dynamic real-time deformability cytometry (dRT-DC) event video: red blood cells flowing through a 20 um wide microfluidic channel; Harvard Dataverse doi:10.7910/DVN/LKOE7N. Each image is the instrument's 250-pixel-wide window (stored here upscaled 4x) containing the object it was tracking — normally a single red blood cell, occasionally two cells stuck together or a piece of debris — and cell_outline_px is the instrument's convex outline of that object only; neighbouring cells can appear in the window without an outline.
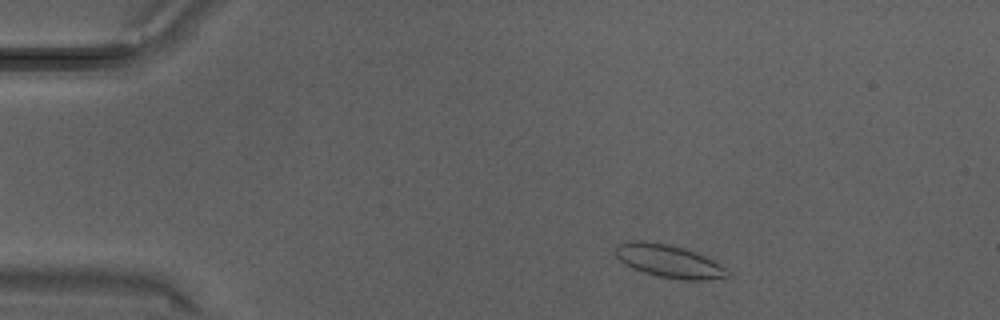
{"species": "Egyptian fruit bat (a non-hibernating species)", "species_latin": "Rousettus aegyptiacus", "temperature_condition": "warm", "stored_images_in_passage": 7, "camera_frame_rate_fps": 3000, "um_per_image_px": 0.085, "animal": {"sex": "male"}, "frame": {"image": 1, "passage_image": 3, "time_ms": 0.667, "image_size_px": [1000, 320], "cell_outline_px": [[728, 276], [704, 280], [688, 280], [656, 276], [632, 268], [620, 260], [616, 256], [616, 244], [624, 240], [640, 240], [668, 244], [704, 256], [720, 264], [724, 268]], "centroid_in_image_um": [56.76, 22.18], "position_along_channel_um": 28.2, "area_um2": 21.04}}